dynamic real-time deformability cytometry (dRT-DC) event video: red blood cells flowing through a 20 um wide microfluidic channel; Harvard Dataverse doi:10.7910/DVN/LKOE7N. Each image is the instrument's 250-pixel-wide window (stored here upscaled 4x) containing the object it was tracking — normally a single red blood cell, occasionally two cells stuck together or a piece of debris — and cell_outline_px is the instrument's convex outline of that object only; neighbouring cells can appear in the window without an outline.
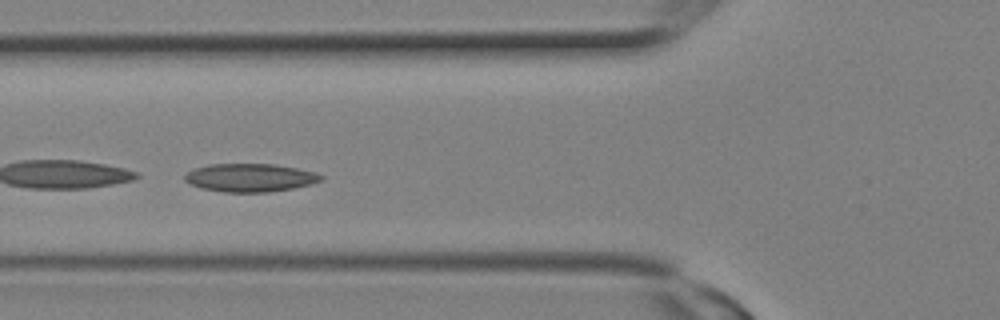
{"species": "Egyptian fruit bat (a non-hibernating species)", "species_latin": "Rousettus aegyptiacus", "temperature_condition": "room temperature", "stored_images_in_passage": 13, "camera_frame_rate_fps": 3000, "um_per_image_px": 0.085, "animal": {"sex": "female"}, "frame": {"image": 1, "passage_image": 9, "time_ms": 2.667, "image_size_px": [1000, 320], "cell_outline_px": [[324, 176], [320, 180], [308, 184], [292, 188], [268, 192], [224, 192], [200, 188], [184, 180], [184, 176], [188, 172], [196, 168], [208, 164], [272, 164], [296, 168], [316, 172]], "centroid_in_image_um": [21.23, 15.1], "position_along_channel_um": 104.6, "area_um2": 22.14}}